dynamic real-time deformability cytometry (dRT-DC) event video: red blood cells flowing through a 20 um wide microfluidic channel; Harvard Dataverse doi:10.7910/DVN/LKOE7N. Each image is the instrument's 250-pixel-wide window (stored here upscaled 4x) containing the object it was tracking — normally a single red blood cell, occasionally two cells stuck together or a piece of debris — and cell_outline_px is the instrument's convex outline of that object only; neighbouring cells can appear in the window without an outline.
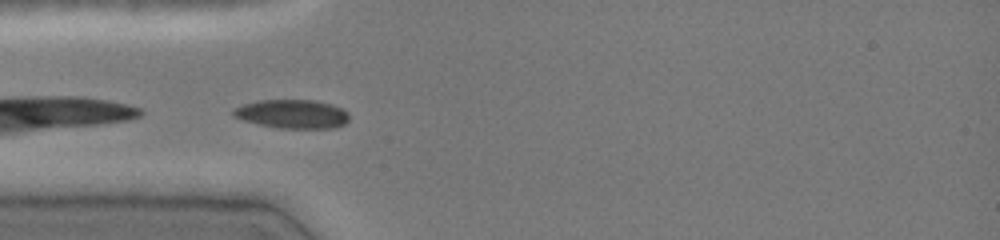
{"species": "common noctule bat (a hibernating species)", "species_latin": "Nyctalus noctula", "temperature_condition": "cold", "stored_images_in_passage": 28, "camera_frame_rate_fps": 3000, "um_per_image_px": 0.085, "animal": {"sex": "female", "body_mass_g": 19.0, "forearm_length_mm": 51.5}, "frame": {"image": 1, "passage_image": 1, "time_ms": 0.0, "image_size_px": [1000, 240], "cell_outline_px": [[348, 120], [344, 124], [332, 128], [280, 128], [260, 124], [244, 120], [232, 116], [232, 108], [256, 100], [316, 100], [332, 104], [348, 112]], "centroid_in_image_um": [24.82, 9.68], "position_along_channel_um": 60.2, "area_um2": 19.42}}
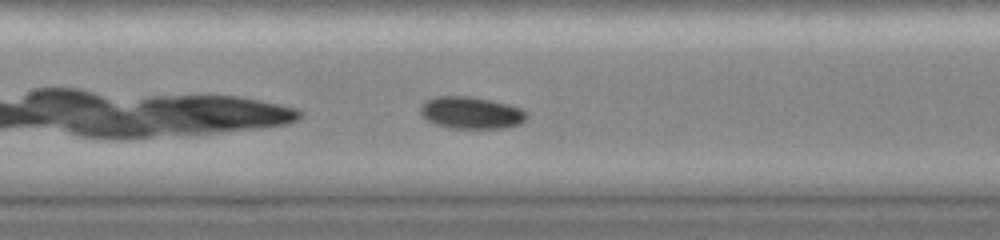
{"frame": {"image": 2, "passage_image": 9, "time_ms": 2.667, "image_size_px": [1000, 240], "cell_outline_px": [[528, 116], [520, 124], [504, 128], [452, 128], [436, 124], [428, 120], [420, 112], [420, 108], [424, 100], [436, 96], [472, 96], [508, 104], [520, 108]], "centroid_in_image_um": [40.03, 9.57], "position_along_channel_um": 167.4, "area_um2": 19.77}}
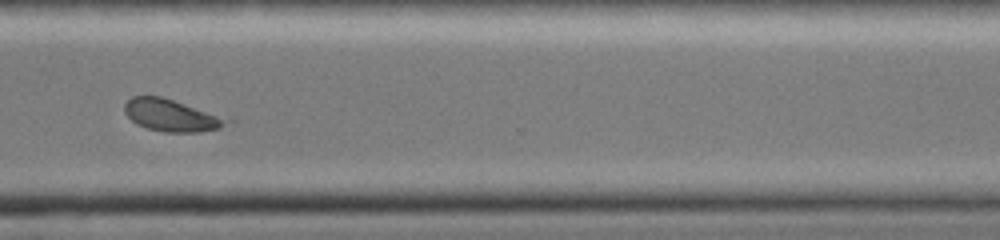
{"frame": {"image": 3, "passage_image": 23, "time_ms": 7.333, "image_size_px": [1000, 240], "cell_outline_px": [[236, 120], [220, 128], [200, 132], [168, 132], [148, 128], [136, 124], [124, 112], [124, 104], [132, 96], [160, 96]], "centroid_in_image_um": [14.61, 9.81], "position_along_channel_um": 356.0, "area_um2": 19.07}, "authors_computed_cell_mechanics": {"area_um2": 19.4208, "velocity_mm_per_s": 4.0351, "shape_relaxation_time_tau1_ms": 2.052, "shape_relaxation_time_tau2_ms": null, "deformation_change_tau1": 0.0673, "deformation_change_tau2": null}}